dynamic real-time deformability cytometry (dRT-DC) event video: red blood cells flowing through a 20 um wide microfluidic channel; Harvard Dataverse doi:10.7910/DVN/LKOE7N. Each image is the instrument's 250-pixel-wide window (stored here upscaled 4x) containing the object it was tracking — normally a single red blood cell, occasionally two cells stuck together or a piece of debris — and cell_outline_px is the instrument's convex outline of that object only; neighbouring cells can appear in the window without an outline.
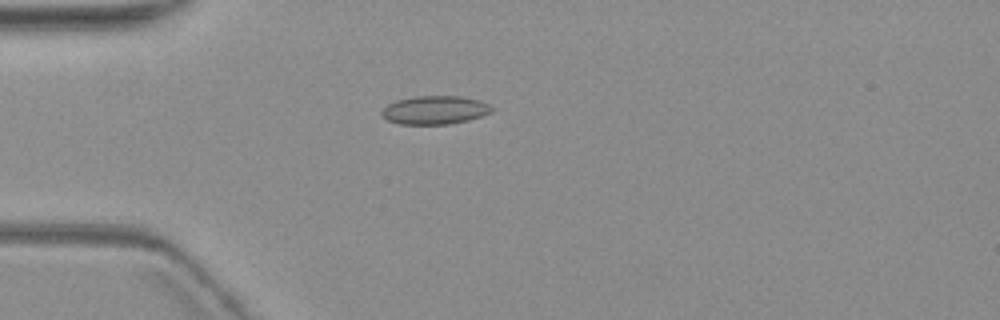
{"species": "common noctule bat (a hibernating species)", "species_latin": "Nyctalus noctula", "temperature_condition": "warm", "stored_images_in_passage": 6, "camera_frame_rate_fps": 3000, "um_per_image_px": 0.085, "animal": {"sex": "female", "body_mass_g": 19.3, "forearm_length_mm": 54.1}, "frame": {"image": 1, "passage_image": 4, "time_ms": 4.667, "image_size_px": [1000, 320], "cell_outline_px": [[496, 108], [492, 112], [468, 120], [448, 124], [400, 124], [388, 120], [380, 112], [388, 104], [396, 100], [412, 96], [460, 96], [480, 100]], "centroid_in_image_um": [36.99, 9.34], "position_along_channel_um": 48.0, "area_um2": 18.26}}
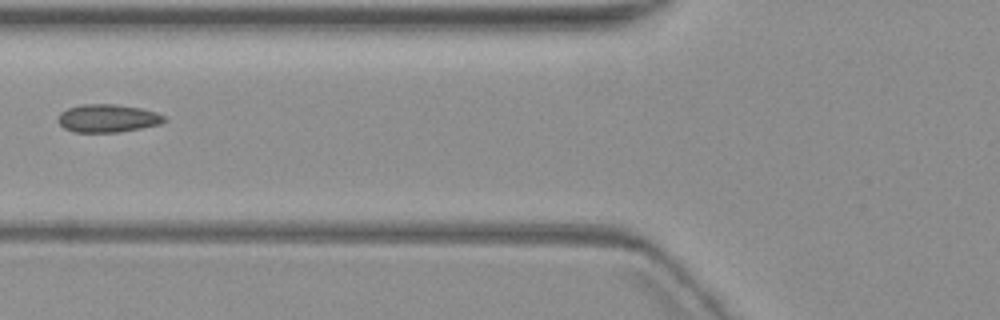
{"frame": {"image": 2, "passage_image": 6, "time_ms": 7.0, "image_size_px": [1000, 320], "cell_outline_px": [[168, 120], [160, 124], [140, 128], [116, 132], [72, 132], [64, 128], [56, 120], [60, 112], [68, 108], [80, 104], [116, 104], [140, 108], [156, 112], [164, 116]], "centroid_in_image_um": [9.12, 10.05], "position_along_channel_um": 116.7, "area_um2": 17.4}}